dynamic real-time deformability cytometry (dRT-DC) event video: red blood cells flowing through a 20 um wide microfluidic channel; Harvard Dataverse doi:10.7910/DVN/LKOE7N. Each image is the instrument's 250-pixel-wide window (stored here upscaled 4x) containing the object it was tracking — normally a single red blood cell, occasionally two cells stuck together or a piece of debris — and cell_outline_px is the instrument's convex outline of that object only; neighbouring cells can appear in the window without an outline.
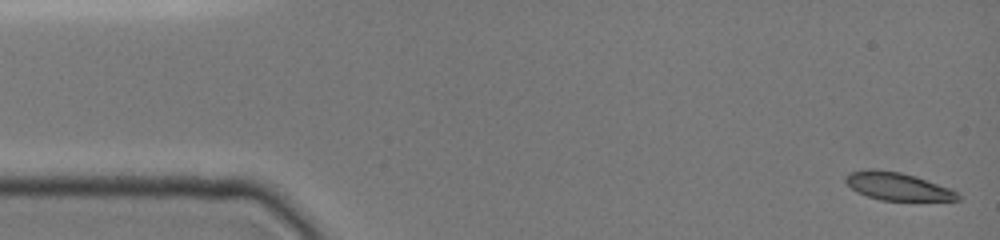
{"species": "common noctule bat (a hibernating species)", "species_latin": "Nyctalus noctula", "temperature_condition": "cold", "stored_images_in_passage": 24, "camera_frame_rate_fps": 3000, "um_per_image_px": 0.085, "animal": {"sex": "female", "body_mass_g": 19.0, "forearm_length_mm": 51.5}, "frame": {"image": 1, "passage_image": 1, "time_ms": 0.0, "image_size_px": [1000, 240], "cell_outline_px": [[964, 196], [960, 200], [880, 200], [856, 192], [844, 180], [844, 176], [848, 172], [868, 168], [876, 168], [900, 172], [916, 176], [952, 188]], "centroid_in_image_um": [76.31, 15.82], "position_along_channel_um": 8.7, "area_um2": 18.55}}
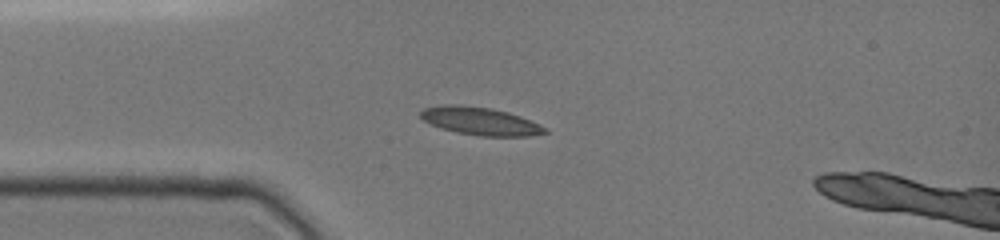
{"frame": {"image": 2, "passage_image": 19, "time_ms": 3.667, "image_size_px": [1000, 240], "cell_outline_px": [[548, 132], [532, 136], [480, 136], [456, 132], [440, 128], [424, 120], [420, 116], [420, 112], [424, 108], [444, 104], [460, 104], [492, 108], [508, 112], [520, 116], [540, 124], [548, 128]], "centroid_in_image_um": [40.84, 10.29], "position_along_channel_um": 44.2, "area_um2": 20.35}}